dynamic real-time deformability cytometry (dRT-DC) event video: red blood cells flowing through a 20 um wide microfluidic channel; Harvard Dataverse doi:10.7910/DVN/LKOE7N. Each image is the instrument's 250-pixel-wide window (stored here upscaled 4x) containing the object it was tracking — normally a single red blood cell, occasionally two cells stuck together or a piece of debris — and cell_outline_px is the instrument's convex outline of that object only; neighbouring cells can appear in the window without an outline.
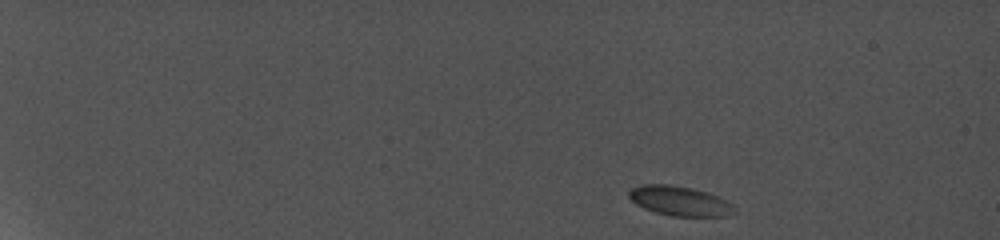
{"species": "common noctule bat (a hibernating species)", "species_latin": "Nyctalus noctula", "temperature_condition": "cold", "stored_images_in_passage": 14, "camera_frame_rate_fps": 5000, "um_per_image_px": 0.085, "animal": {"sex": "female", "body_mass_g": 19.0, "forearm_length_mm": 56.7}, "frame": {"image": 1, "passage_image": 1, "time_ms": 0.0, "image_size_px": [1000, 240], "cell_outline_px": [[736, 212], [728, 216], [672, 216], [656, 212], [644, 208], [636, 204], [628, 196], [628, 192], [632, 188], [644, 184], [668, 184], [708, 192], [732, 204], [736, 208]], "centroid_in_image_um": [57.78, 17.09], "position_along_channel_um": 27.2, "area_um2": 18.03}}
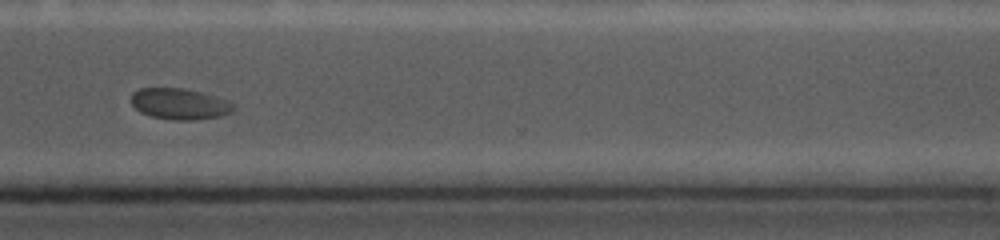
{"frame": {"image": 2, "passage_image": 12, "time_ms": 13.2, "image_size_px": [1000, 240], "cell_outline_px": [[232, 108], [228, 112], [220, 116], [196, 120], [172, 120], [152, 116], [140, 112], [132, 104], [132, 92], [140, 88], [180, 88], [200, 92], [224, 100], [232, 104]], "centroid_in_image_um": [15.18, 8.83], "position_along_channel_um": 355.4, "area_um2": 18.03}}
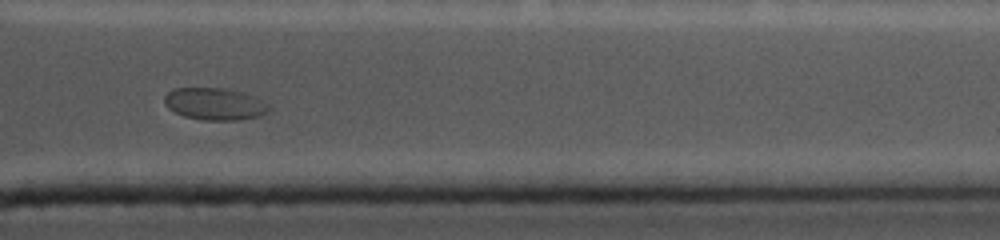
{"frame": {"image": 3, "passage_image": 13, "time_ms": 14.2, "image_size_px": [1000, 240], "cell_outline_px": [[268, 112], [260, 116], [240, 120], [200, 120], [184, 116], [168, 108], [164, 100], [164, 96], [168, 92], [176, 88], [220, 88], [236, 92], [260, 100], [268, 104]], "centroid_in_image_um": [18.2, 8.86], "position_along_channel_um": 393.2, "area_um2": 19.07}}